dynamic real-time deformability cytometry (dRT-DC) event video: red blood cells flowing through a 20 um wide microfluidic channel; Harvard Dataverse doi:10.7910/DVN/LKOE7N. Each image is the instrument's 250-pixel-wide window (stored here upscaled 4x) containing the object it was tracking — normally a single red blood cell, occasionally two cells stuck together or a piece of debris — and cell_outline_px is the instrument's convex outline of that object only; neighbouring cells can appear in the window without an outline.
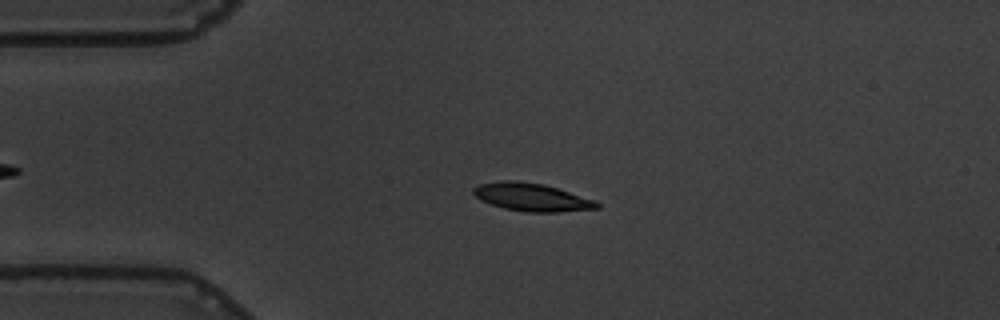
{"species": "common noctule bat (a hibernating species)", "species_latin": "Nyctalus noctula", "temperature_condition": "warm", "stored_images_in_passage": 52, "camera_frame_rate_fps": 3000, "um_per_image_px": 0.085, "animal": {"sex": "male", "body_mass_g": 19.5, "forearm_length_mm": 54.6}, "frame": {"image": 1, "passage_image": 13, "time_ms": 4.0, "image_size_px": [1000, 320], "cell_outline_px": [[600, 208], [556, 212], [528, 212], [504, 208], [480, 200], [472, 192], [472, 188], [480, 184], [500, 180], [516, 180], [544, 184], [596, 200], [600, 204]], "centroid_in_image_um": [45.19, 16.75], "position_along_channel_um": 39.8, "area_um2": 20.11}}
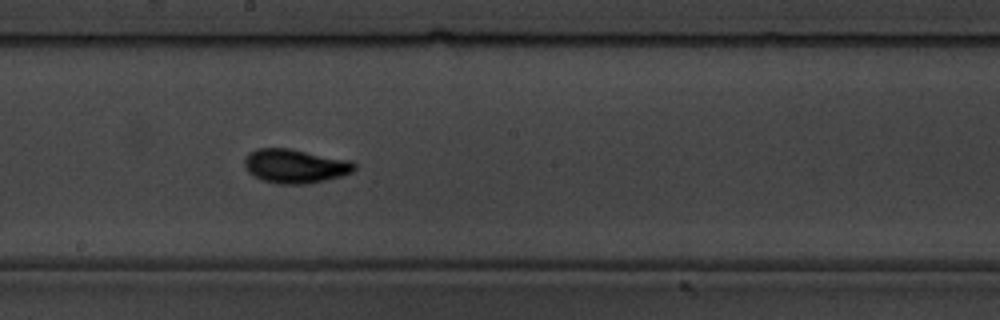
{"frame": {"image": 2, "passage_image": 31, "time_ms": 10.0, "image_size_px": [1000, 320], "cell_outline_px": [[356, 168], [352, 172], [340, 176], [308, 184], [276, 184], [264, 180], [248, 172], [244, 164], [244, 156], [248, 152], [256, 148], [288, 148], [348, 160], [356, 164]], "centroid_in_image_um": [25.04, 14.11], "position_along_channel_um": 223.2, "area_um2": 21.68}}
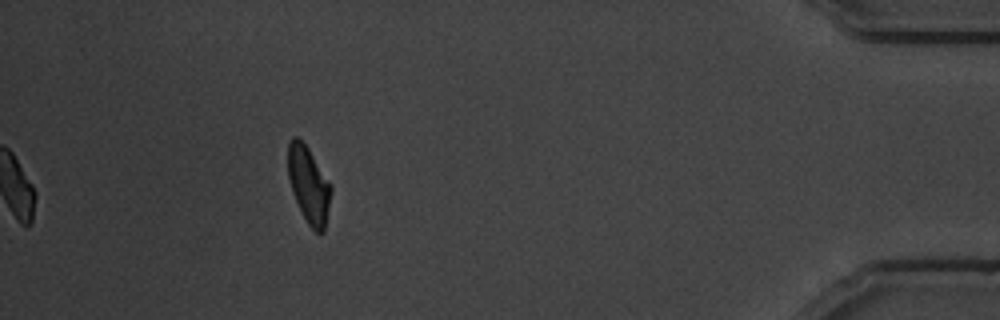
{"frame": {"image": 3, "passage_image": 52, "time_ms": 17.0, "image_size_px": [1000, 320], "cell_outline_px": [[332, 188], [324, 232], [316, 232], [308, 224], [292, 192], [288, 176], [288, 140], [292, 136], [296, 136], [308, 148], [332, 184]], "centroid_in_image_um": [26.24, 15.67], "position_along_channel_um": 409.0, "area_um2": 19.07}, "authors_computed_cell_mechanics": {"area_um2": 19.3341, "velocity_mm_per_s": 3.4652, "shape_relaxation_time_tau1_ms": 2.5312, "shape_relaxation_time_tau2_ms": 1.66, "deformation_change_tau1": 0.1493, "deformation_change_tau2": 0.0695}}